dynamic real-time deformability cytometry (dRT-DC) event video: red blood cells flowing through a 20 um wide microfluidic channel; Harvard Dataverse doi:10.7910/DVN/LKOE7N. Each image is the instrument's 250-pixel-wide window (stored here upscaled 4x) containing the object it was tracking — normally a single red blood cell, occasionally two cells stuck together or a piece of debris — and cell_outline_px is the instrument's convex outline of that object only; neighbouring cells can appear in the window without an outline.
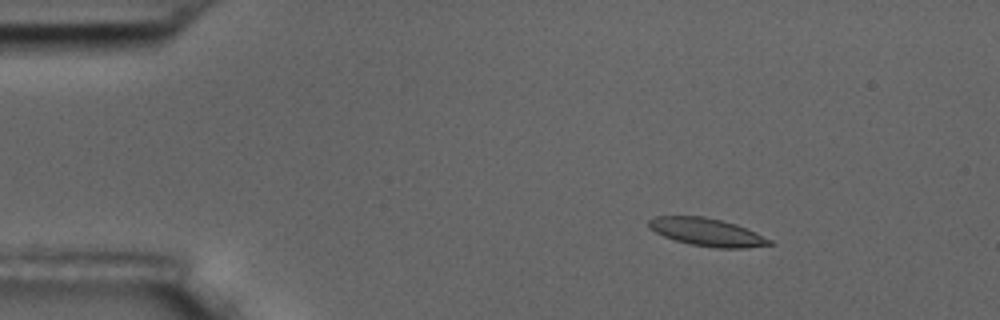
{"species": "common noctule bat (a hibernating species)", "species_latin": "Nyctalus noctula", "temperature_condition": "room temperature", "stored_images_in_passage": 6, "camera_frame_rate_fps": 3000, "um_per_image_px": 0.085, "animal": {"sex": "male", "body_mass_g": 17.5, "forearm_length_mm": 52.3}, "frame": {"image": 1, "passage_image": 3, "time_ms": 2.333, "image_size_px": [1000, 320], "cell_outline_px": [[776, 244], [744, 248], [716, 248], [688, 244], [664, 236], [648, 228], [648, 220], [656, 216], [704, 216], [736, 224], [756, 232], [772, 240]], "centroid_in_image_um": [60.11, 19.73], "position_along_channel_um": 24.9, "area_um2": 19.65}}
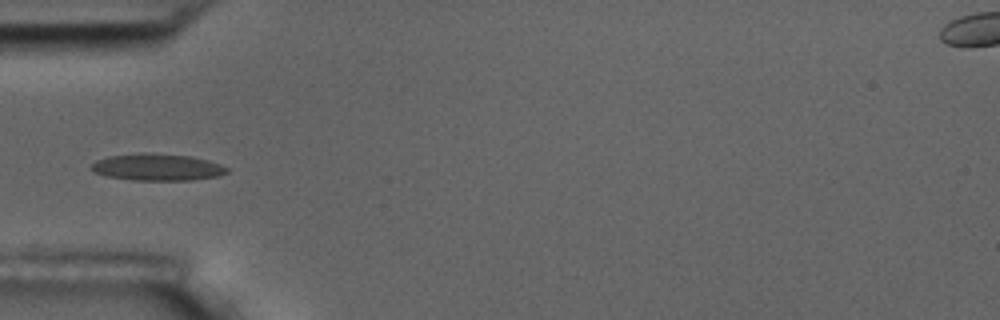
{"frame": {"image": 2, "passage_image": 6, "time_ms": 5.667, "image_size_px": [1000, 320], "cell_outline_px": [[228, 172], [220, 176], [192, 180], [132, 180], [108, 176], [92, 172], [88, 168], [96, 160], [108, 156], [140, 152], [144, 152], [192, 156], [208, 160], [220, 164], [228, 168]], "centroid_in_image_um": [13.35, 14.2], "position_along_channel_um": 71.6, "area_um2": 21.5}}